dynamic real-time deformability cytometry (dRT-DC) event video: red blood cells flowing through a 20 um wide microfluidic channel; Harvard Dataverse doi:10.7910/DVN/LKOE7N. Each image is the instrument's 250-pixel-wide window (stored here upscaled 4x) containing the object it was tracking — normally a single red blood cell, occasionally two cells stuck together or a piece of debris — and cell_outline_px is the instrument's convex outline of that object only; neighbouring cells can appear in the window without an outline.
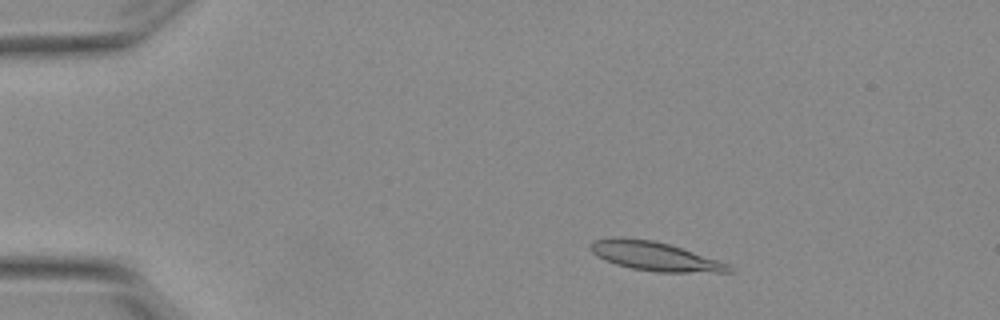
{"species": "Egyptian fruit bat (a non-hibernating species)", "species_latin": "Rousettus aegyptiacus", "temperature_condition": "warm", "stored_images_in_passage": 4, "camera_frame_rate_fps": 3000, "um_per_image_px": 0.085, "animal": {"sex": "female"}, "frame": {"image": 1, "passage_image": 2, "time_ms": 0.333, "image_size_px": [1000, 320], "cell_outline_px": [[736, 272], [656, 272], [632, 268], [616, 264], [604, 260], [596, 256], [588, 248], [588, 244], [592, 240], [612, 236], [624, 236], [652, 240], [668, 244], [728, 264]], "centroid_in_image_um": [55.53, 21.76], "position_along_channel_um": 29.5, "area_um2": 23.41}}